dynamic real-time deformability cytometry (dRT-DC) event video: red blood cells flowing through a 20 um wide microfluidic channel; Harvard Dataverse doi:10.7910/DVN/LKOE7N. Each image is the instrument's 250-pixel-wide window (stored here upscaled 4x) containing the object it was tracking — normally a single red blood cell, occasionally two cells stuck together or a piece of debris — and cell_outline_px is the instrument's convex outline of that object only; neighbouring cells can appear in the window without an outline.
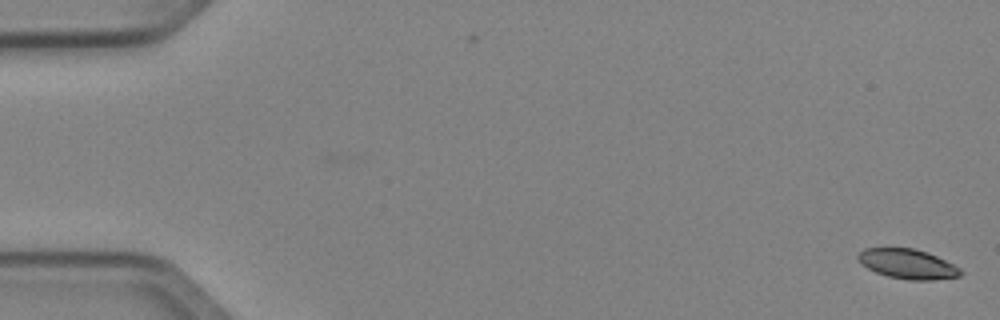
{"species": "Egyptian fruit bat (a non-hibernating species)", "species_latin": "Rousettus aegyptiacus", "temperature_condition": "cold", "stored_images_in_passage": 2, "camera_frame_rate_fps": 3000, "um_per_image_px": 0.085, "animal": {"sex": "female"}, "frame": {"image": 1, "passage_image": 2, "time_ms": 0.333, "image_size_px": [1000, 320], "cell_outline_px": [[964, 272], [960, 276], [932, 280], [908, 280], [888, 276], [876, 272], [868, 268], [856, 256], [864, 248], [916, 248], [928, 252], [960, 268]], "centroid_in_image_um": [77.18, 22.43], "position_along_channel_um": 7.8, "area_um2": 17.63}}